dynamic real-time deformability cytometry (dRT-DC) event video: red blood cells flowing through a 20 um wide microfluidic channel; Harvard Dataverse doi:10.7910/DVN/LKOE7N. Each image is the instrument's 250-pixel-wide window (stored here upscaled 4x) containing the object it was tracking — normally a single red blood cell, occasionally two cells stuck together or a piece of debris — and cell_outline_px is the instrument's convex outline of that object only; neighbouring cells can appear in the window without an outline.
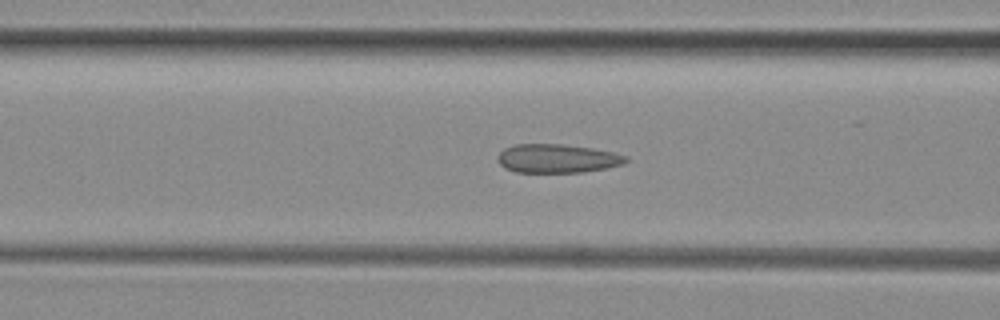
{"species": "common noctule bat (a hibernating species)", "species_latin": "Nyctalus noctula", "temperature_condition": "room temperature", "stored_images_in_passage": 41, "camera_frame_rate_fps": 3000, "um_per_image_px": 0.085, "animal": {"sex": "female", "body_mass_g": 29.2, "forearm_length_mm": 56.3}, "frame": {"image": 1, "passage_image": 21, "time_ms": 6.667, "image_size_px": [1000, 320], "cell_outline_px": [[628, 160], [624, 164], [604, 168], [580, 172], [516, 172], [504, 168], [496, 160], [496, 156], [504, 148], [516, 144], [560, 144], [592, 148], [612, 152], [628, 156]], "centroid_in_image_um": [47.33, 13.47], "position_along_channel_um": 119.3, "area_um2": 21.44}}
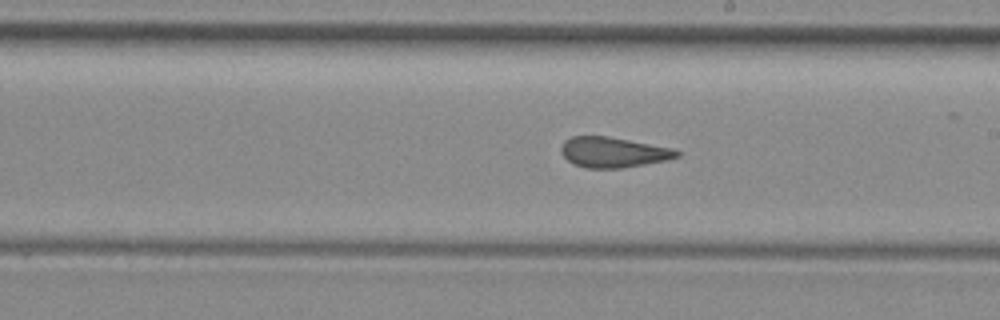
{"frame": {"image": 2, "passage_image": 30, "time_ms": 9.667, "image_size_px": [1000, 320], "cell_outline_px": [[680, 156], [668, 160], [624, 168], [588, 168], [576, 164], [568, 160], [560, 152], [560, 148], [564, 140], [572, 136], [608, 136], [672, 148], [680, 152]], "centroid_in_image_um": [52.13, 12.94], "position_along_channel_um": 236.9, "area_um2": 20.46}}
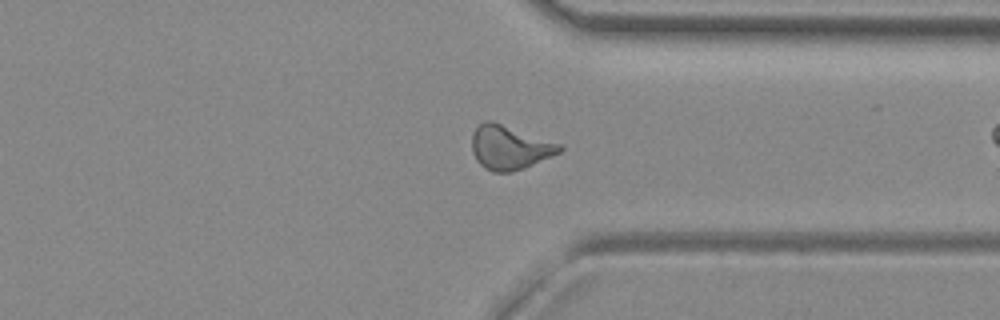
{"frame": {"image": 3, "passage_image": 40, "time_ms": 13.0, "image_size_px": [1000, 320], "cell_outline_px": [[564, 148], [560, 152], [524, 168], [512, 172], [492, 172], [484, 168], [476, 160], [472, 152], [472, 132], [484, 120], [492, 120], [560, 144]], "centroid_in_image_um": [43.28, 12.53], "position_along_channel_um": 368.1, "area_um2": 22.43}}